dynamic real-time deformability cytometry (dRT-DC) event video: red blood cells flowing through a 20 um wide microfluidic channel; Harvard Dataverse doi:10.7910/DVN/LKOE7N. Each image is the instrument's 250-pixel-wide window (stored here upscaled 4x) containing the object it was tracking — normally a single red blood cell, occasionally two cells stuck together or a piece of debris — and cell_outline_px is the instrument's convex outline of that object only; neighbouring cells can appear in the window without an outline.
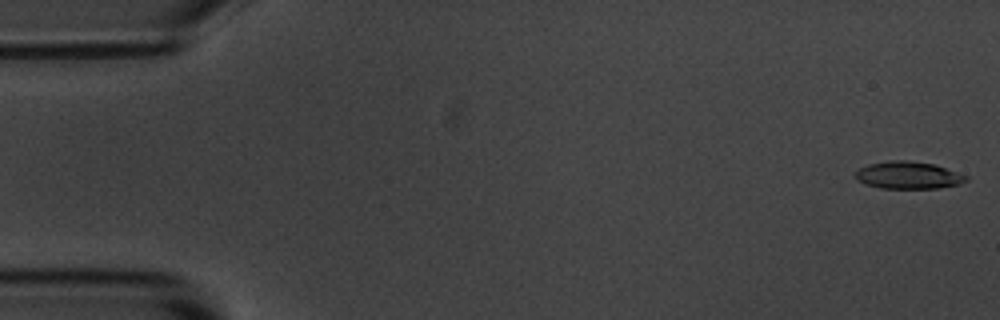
{"species": "common noctule bat (a hibernating species)", "species_latin": "Nyctalus noctula", "temperature_condition": "room temperature", "stored_images_in_passage": 8, "camera_frame_rate_fps": 3000, "um_per_image_px": 0.085, "animal": {"sex": "male", "body_mass_g": 20.1, "forearm_length_mm": 53.5}, "frame": {"image": 1, "passage_image": 1, "time_ms": 0.0, "image_size_px": [1000, 320], "cell_outline_px": [[968, 180], [960, 184], [936, 188], [880, 188], [864, 184], [856, 180], [852, 176], [860, 168], [868, 164], [888, 160], [904, 160], [932, 164], [968, 176]], "centroid_in_image_um": [77.13, 14.9], "position_along_channel_um": 7.9, "area_um2": 17.57}}